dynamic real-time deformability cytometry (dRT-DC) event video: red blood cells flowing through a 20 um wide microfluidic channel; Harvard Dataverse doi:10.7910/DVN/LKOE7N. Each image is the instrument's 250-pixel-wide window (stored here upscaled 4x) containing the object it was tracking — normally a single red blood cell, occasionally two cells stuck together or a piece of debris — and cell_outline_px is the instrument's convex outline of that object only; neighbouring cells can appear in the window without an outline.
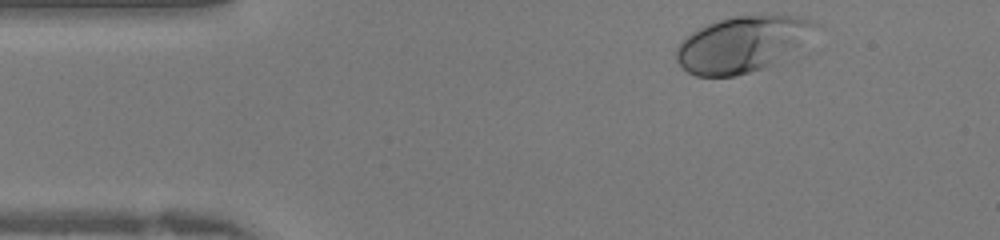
{"species": "human", "species_latin": "Homo sapiens", "temperature_condition": "warm", "stored_images_in_passage": 30, "camera_frame_rate_fps": 3000, "um_per_image_px": 0.085, "donor": {"sex": "female"}, "frame": {"image": 1, "passage_image": 1, "time_ms": 0.0, "image_size_px": [1000, 240], "cell_outline_px": [[820, 24], [796, 44], [764, 68], [736, 76], [696, 76], [688, 72], [676, 60], [676, 48], [684, 36], [708, 24], [720, 20], [736, 16], [800, 16], [812, 20]], "centroid_in_image_um": [62.95, 3.75], "position_along_channel_um": 22.1, "area_um2": 43.52}}
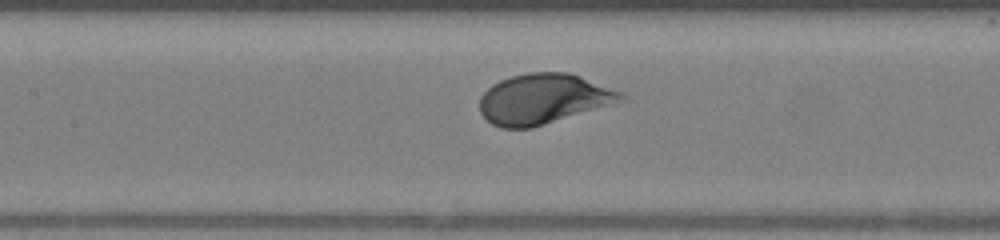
{"frame": {"image": 2, "passage_image": 14, "time_ms": 4.333, "image_size_px": [1000, 240], "cell_outline_px": [[628, 100], [616, 104], [532, 128], [500, 128], [492, 124], [480, 112], [480, 96], [492, 84], [500, 80], [512, 76], [528, 72], [568, 72], [580, 76], [624, 92], [628, 96]], "centroid_in_image_um": [46.25, 8.41], "position_along_channel_um": 161.1, "area_um2": 41.85}}
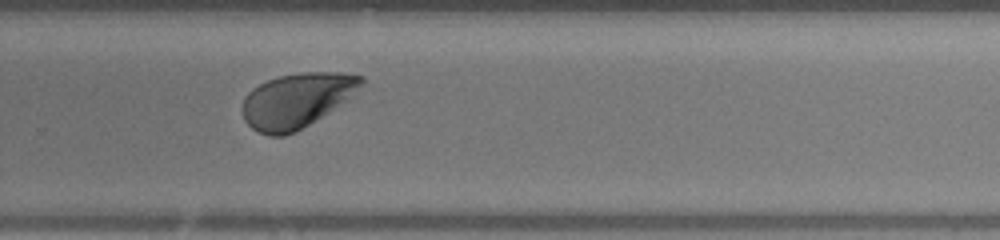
{"frame": {"image": 3, "passage_image": 23, "time_ms": 7.333, "image_size_px": [1000, 240], "cell_outline_px": [[364, 84], [348, 100], [308, 124], [284, 136], [268, 136], [252, 128], [244, 120], [240, 112], [240, 108], [244, 96], [252, 88], [268, 80], [280, 76], [300, 72], [340, 72], [364, 76]], "centroid_in_image_um": [25.2, 8.52], "position_along_channel_um": 304.6, "area_um2": 37.97}}